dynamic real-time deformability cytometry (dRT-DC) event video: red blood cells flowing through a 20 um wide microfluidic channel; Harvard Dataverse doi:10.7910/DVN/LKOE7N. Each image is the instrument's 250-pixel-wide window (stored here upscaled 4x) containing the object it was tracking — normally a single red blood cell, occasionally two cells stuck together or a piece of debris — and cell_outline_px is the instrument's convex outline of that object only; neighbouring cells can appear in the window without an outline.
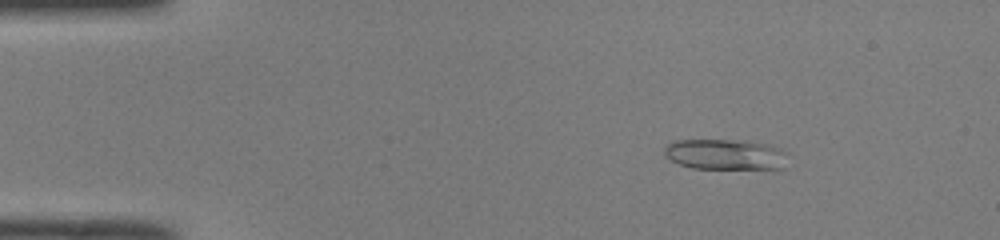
{"species": "common noctule bat (a hibernating species)", "species_latin": "Nyctalus noctula", "temperature_condition": "room temperature", "stored_images_in_passage": 51, "camera_frame_rate_fps": 3000, "um_per_image_px": 0.085, "animal": {"sex": "male", "body_mass_g": 19.0, "forearm_length_mm": 50.8}, "frame": {"image": 1, "passage_image": 8, "time_ms": 2.333, "image_size_px": [1000, 240], "cell_outline_px": [[788, 152], [784, 168], [692, 168], [680, 164], [664, 156], [664, 148], [672, 140], [744, 140], [768, 144], [780, 148]], "centroid_in_image_um": [61.66, 13.11], "position_along_channel_um": 23.3, "area_um2": 22.08}}
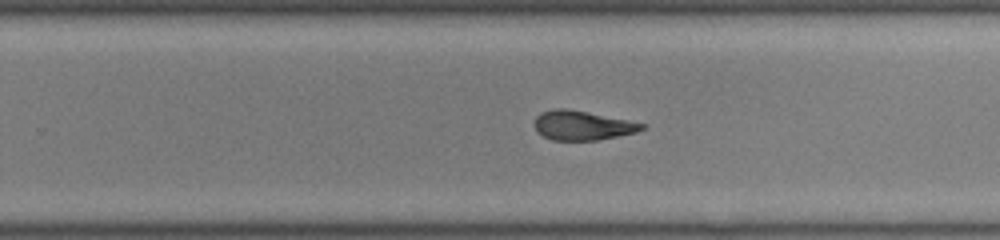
{"frame": {"image": 2, "passage_image": 33, "time_ms": 10.667, "image_size_px": [1000, 240], "cell_outline_px": [[644, 128], [636, 132], [596, 140], [552, 140], [536, 132], [532, 124], [536, 116], [540, 112], [552, 108], [564, 108], [588, 112], [628, 120], [644, 124]], "centroid_in_image_um": [49.41, 10.65], "position_along_channel_um": 280.4, "area_um2": 18.38}}
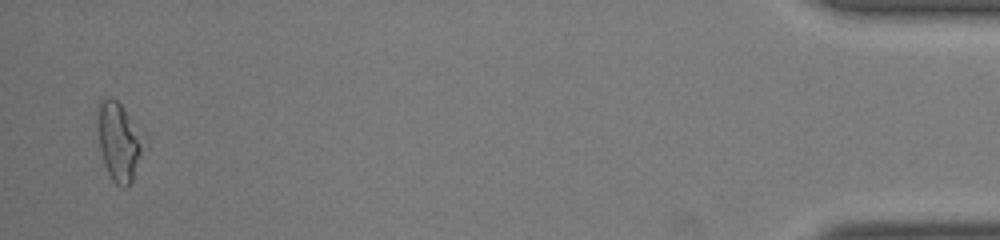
{"frame": {"image": 3, "passage_image": 50, "time_ms": 16.333, "image_size_px": [1000, 240], "cell_outline_px": [[148, 140], [132, 180], [124, 188], [120, 188], [112, 180], [104, 164], [100, 148], [100, 104], [104, 96], [108, 96], [116, 100], [120, 104], [144, 132]], "centroid_in_image_um": [10.21, 12.06], "position_along_channel_um": 425.0, "area_um2": 20.98}, "authors_computed_cell_mechanics": {"area_um2": 19.4786, "velocity_mm_per_s": 4.0256, "shape_relaxation_time_tau1_ms": null, "shape_relaxation_time_tau2_ms": 3.1474, "deformation_change_tau1": null, "deformation_change_tau2": 0.1251}}